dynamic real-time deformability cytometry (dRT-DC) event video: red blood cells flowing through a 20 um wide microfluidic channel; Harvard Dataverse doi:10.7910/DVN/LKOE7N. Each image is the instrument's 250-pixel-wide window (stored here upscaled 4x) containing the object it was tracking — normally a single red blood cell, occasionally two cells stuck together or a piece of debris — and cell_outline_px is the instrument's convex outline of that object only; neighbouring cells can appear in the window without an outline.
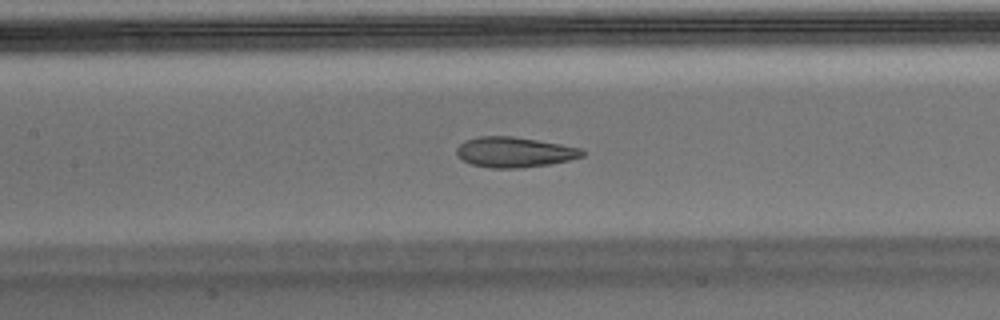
{"species": "Egyptian fruit bat (a non-hibernating species)", "species_latin": "Rousettus aegyptiacus", "temperature_condition": "warm", "stored_images_in_passage": 53, "camera_frame_rate_fps": 3000, "um_per_image_px": 0.085, "animal": {"sex": "male"}, "frame": {"image": 1, "passage_image": 23, "time_ms": 7.333, "image_size_px": [1000, 320], "cell_outline_px": [[584, 156], [568, 160], [548, 164], [520, 168], [492, 168], [472, 164], [464, 160], [456, 152], [456, 148], [464, 140], [480, 136], [512, 136], [560, 144], [580, 148], [584, 152]], "centroid_in_image_um": [43.71, 12.93], "position_along_channel_um": 163.7, "area_um2": 21.91}, "authors_computed_cell_mechanics": {"area_um2": 23.2356, "velocity_mm_per_s": 3.7211, "shape_relaxation_time_tau1_ms": null, "shape_relaxation_time_tau2_ms": 1.6373, "deformation_change_tau1": null, "deformation_change_tau2": 0.0787}}